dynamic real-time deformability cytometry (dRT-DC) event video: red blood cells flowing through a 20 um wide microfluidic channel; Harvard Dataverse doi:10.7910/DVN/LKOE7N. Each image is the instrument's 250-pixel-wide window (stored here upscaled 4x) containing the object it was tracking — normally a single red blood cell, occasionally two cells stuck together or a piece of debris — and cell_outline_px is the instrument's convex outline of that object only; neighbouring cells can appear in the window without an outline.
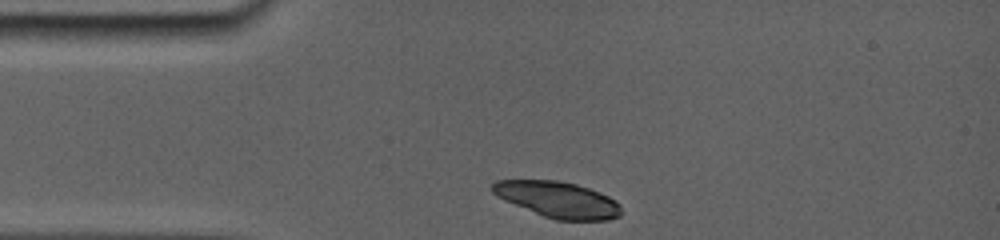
{"species": "common noctule bat (a hibernating species)", "species_latin": "Nyctalus noctula", "temperature_condition": "room temperature", "stored_images_in_passage": 2, "camera_frame_rate_fps": 5000, "um_per_image_px": 0.085, "animal": {"sex": "female", "body_mass_g": 19.0, "forearm_length_mm": 56.7}, "frame": {"image": 1, "passage_image": 1, "time_ms": 0.0, "image_size_px": [1000, 240], "cell_outline_px": [[620, 216], [608, 220], [556, 220], [544, 216], [504, 200], [496, 196], [488, 188], [496, 180], [560, 180], [576, 184], [600, 192], [616, 200], [620, 204]], "centroid_in_image_um": [47.4, 16.95], "position_along_channel_um": 37.6, "area_um2": 27.11}}